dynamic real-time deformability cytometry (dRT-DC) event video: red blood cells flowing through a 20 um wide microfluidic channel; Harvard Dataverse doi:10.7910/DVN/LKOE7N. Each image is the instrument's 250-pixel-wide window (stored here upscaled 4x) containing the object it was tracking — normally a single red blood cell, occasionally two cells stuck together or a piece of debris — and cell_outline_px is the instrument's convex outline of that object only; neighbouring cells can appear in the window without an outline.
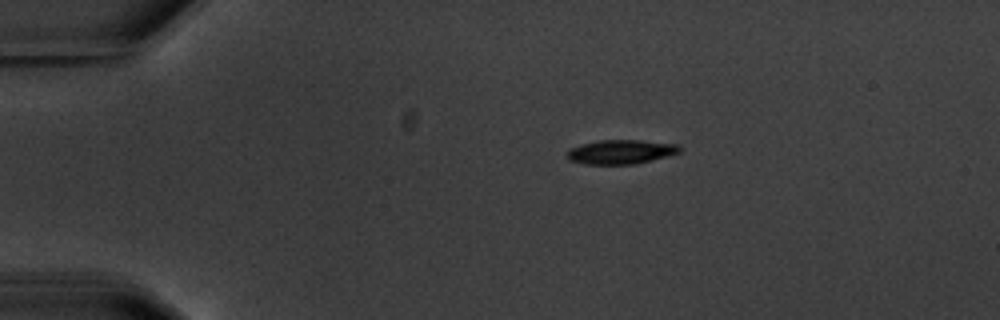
{"species": "common noctule bat (a hibernating species)", "species_latin": "Nyctalus noctula", "temperature_condition": "warm", "stored_images_in_passage": 3, "camera_frame_rate_fps": 3000, "um_per_image_px": 0.085, "animal": {"sex": "male", "body_mass_g": 20.1, "forearm_length_mm": 53.5}, "frame": {"image": 1, "passage_image": 3, "time_ms": 2.667, "image_size_px": [1000, 320], "cell_outline_px": [[684, 148], [680, 152], [652, 160], [632, 164], [584, 164], [568, 160], [564, 152], [568, 148], [580, 144], [600, 140], [640, 140], [680, 144]], "centroid_in_image_um": [52.74, 12.9], "position_along_channel_um": 32.3, "area_um2": 16.18}}